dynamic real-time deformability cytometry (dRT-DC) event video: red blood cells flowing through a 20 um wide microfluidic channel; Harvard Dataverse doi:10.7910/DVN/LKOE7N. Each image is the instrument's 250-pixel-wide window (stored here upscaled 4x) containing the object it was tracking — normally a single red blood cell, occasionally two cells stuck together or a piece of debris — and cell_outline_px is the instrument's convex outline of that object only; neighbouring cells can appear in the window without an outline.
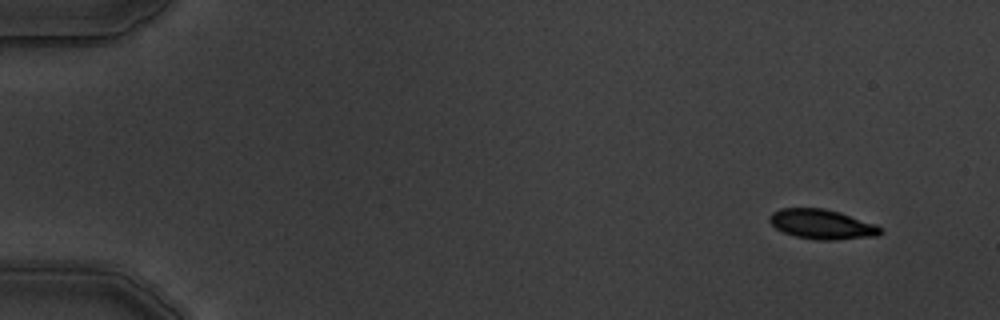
{"species": "common noctule bat (a hibernating species)", "species_latin": "Nyctalus noctula", "temperature_condition": "warm", "stored_images_in_passage": 4, "camera_frame_rate_fps": 3000, "um_per_image_px": 0.085, "animal": {"sex": "male", "body_mass_g": 19.5, "forearm_length_mm": 54.6}, "frame": {"image": 1, "passage_image": 1, "time_ms": 0.0, "image_size_px": [1000, 320], "cell_outline_px": [[884, 232], [880, 236], [836, 240], [816, 240], [796, 236], [784, 232], [776, 228], [768, 220], [768, 216], [772, 212], [780, 208], [824, 208], [840, 212], [876, 224]], "centroid_in_image_um": [69.89, 19.06], "position_along_channel_um": 15.1, "area_um2": 19.42}}